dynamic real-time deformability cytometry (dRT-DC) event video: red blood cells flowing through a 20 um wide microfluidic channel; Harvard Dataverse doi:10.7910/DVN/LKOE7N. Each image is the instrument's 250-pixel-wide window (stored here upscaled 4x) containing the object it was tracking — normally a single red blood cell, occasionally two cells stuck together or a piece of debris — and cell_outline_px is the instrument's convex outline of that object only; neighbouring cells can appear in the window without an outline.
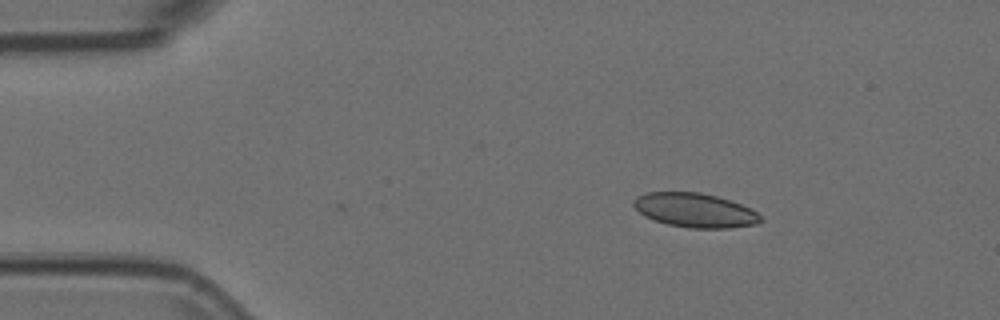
{"species": "Egyptian fruit bat (a non-hibernating species)", "species_latin": "Rousettus aegyptiacus", "temperature_condition": "room temperature", "stored_images_in_passage": 2, "camera_frame_rate_fps": 3000, "um_per_image_px": 0.085, "animal": {"sex": "female"}, "frame": {"image": 1, "passage_image": 2, "time_ms": 0.333, "image_size_px": [1000, 320], "cell_outline_px": [[764, 220], [756, 224], [732, 228], [688, 228], [668, 224], [644, 216], [632, 204], [632, 200], [636, 196], [648, 192], [700, 192], [716, 196], [752, 208]], "centroid_in_image_um": [59.07, 17.87], "position_along_channel_um": 25.9, "area_um2": 25.32}}